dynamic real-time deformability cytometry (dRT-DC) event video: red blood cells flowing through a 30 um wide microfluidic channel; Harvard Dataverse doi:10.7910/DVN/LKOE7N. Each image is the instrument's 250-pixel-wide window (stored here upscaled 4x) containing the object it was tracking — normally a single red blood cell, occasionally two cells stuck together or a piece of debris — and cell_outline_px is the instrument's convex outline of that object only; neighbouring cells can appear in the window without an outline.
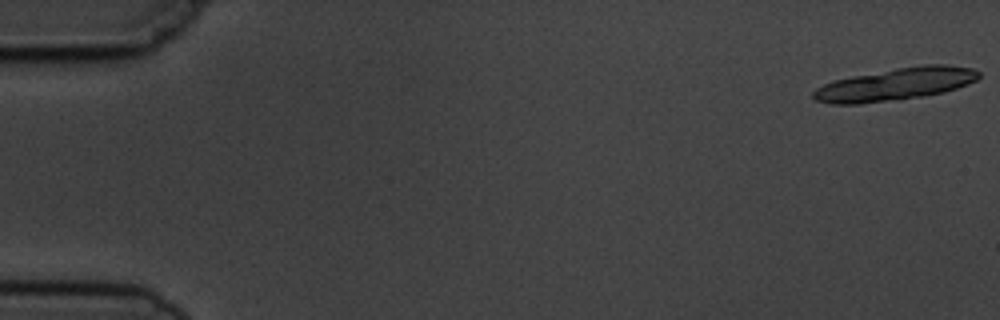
{"species": "common noctule bat (a hibernating species)", "species_latin": "Nyctalus noctula", "temperature_condition": "cold", "stored_images_in_passage": 4, "camera_frame_rate_fps": 3000, "um_per_image_px": 0.085, "animal": {"sex": "male", "body_mass_g": 19.5, "forearm_length_mm": 54.6}, "frame": {"image": 1, "passage_image": 4, "time_ms": 3.667, "image_size_px": [1000, 320], "cell_outline_px": [[980, 76], [976, 80], [968, 84], [944, 92], [924, 96], [900, 100], [860, 104], [832, 104], [816, 100], [812, 96], [812, 92], [816, 88], [832, 80], [852, 76], [896, 68], [924, 64], [948, 64], [972, 68], [980, 72]], "centroid_in_image_um": [76.12, 7.16], "position_along_channel_um": 8.9, "area_um2": 31.56}}